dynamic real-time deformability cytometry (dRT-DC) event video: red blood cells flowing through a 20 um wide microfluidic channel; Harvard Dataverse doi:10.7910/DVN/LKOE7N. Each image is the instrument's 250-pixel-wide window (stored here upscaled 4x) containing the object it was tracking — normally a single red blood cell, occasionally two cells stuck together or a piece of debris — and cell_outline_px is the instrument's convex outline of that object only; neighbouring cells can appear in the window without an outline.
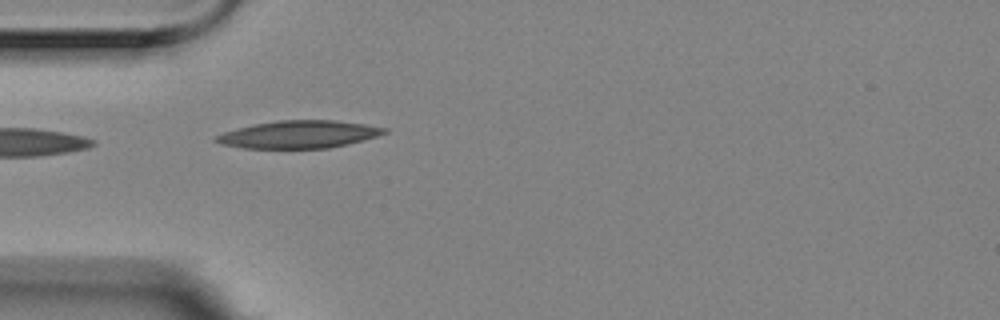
{"species": "Egyptian fruit bat (a non-hibernating species)", "species_latin": "Rousettus aegyptiacus", "temperature_condition": "room temperature", "stored_images_in_passage": 3, "camera_frame_rate_fps": 3000, "um_per_image_px": 0.085, "animal": {"sex": "female"}, "frame": {"image": 1, "passage_image": 2, "time_ms": 0.333, "image_size_px": [1000, 320], "cell_outline_px": [[388, 132], [364, 140], [348, 144], [328, 148], [244, 148], [220, 144], [212, 140], [216, 136], [224, 132], [252, 124], [276, 120], [336, 120], [364, 124], [388, 128]], "centroid_in_image_um": [25.4, 11.42], "position_along_channel_um": 59.6, "area_um2": 27.11}}